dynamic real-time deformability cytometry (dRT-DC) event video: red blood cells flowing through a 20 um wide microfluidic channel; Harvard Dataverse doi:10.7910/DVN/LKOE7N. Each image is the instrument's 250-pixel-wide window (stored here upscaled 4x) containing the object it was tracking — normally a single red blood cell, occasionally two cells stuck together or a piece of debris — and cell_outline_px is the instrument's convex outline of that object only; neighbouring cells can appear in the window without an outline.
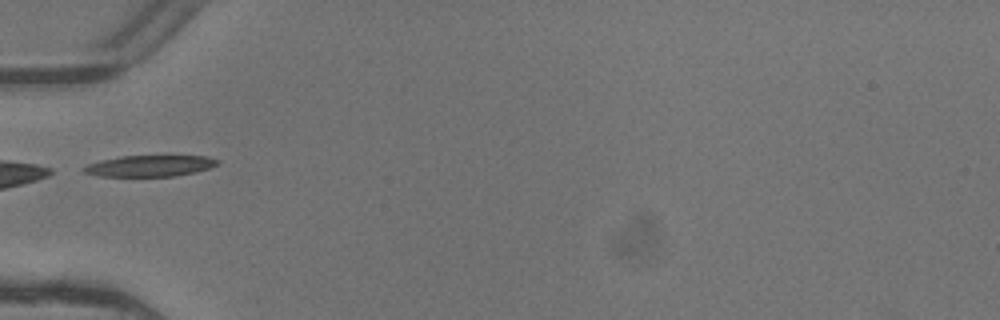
{"species": "common noctule bat (a hibernating species)", "species_latin": "Nyctalus noctula", "temperature_condition": "warm", "stored_images_in_passage": 5, "camera_frame_rate_fps": 3000, "um_per_image_px": 0.085, "animal": {"sex": "female"}, "frame": {"image": 1, "passage_image": 5, "time_ms": 1.333, "image_size_px": [1000, 320], "cell_outline_px": [[220, 164], [196, 172], [176, 176], [96, 176], [84, 172], [80, 168], [88, 164], [100, 160], [120, 156], [208, 156], [220, 160]], "centroid_in_image_um": [12.73, 14.1], "position_along_channel_um": 72.3, "area_um2": 16.65}}